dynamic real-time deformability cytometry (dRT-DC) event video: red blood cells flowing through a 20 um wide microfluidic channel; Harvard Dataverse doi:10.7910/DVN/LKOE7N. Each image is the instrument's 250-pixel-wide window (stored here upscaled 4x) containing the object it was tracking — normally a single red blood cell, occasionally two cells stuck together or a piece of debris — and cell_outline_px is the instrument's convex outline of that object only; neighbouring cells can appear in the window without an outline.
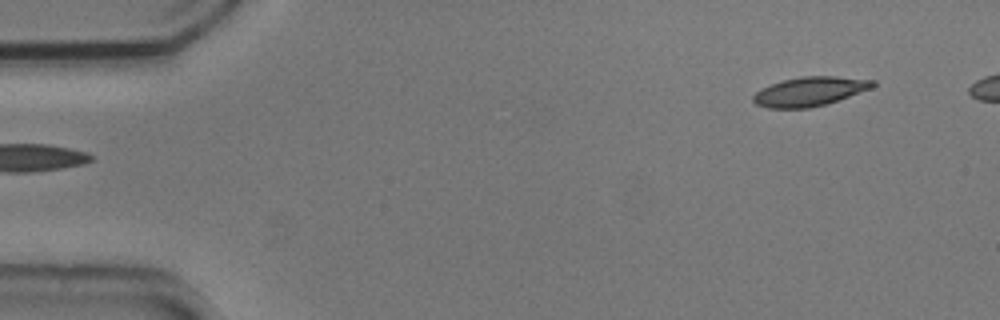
{"species": "common noctule bat (a hibernating species)", "species_latin": "Nyctalus noctula", "temperature_condition": "cold", "stored_images_in_passage": 4, "segment_of_instrument_passage": [2, 2], "camera_frame_rate_fps": 3000, "um_per_image_px": 0.085, "animal": {"sex": "male", "body_mass_g": 20.5, "forearm_length_mm": 52.5}, "frame": {"image": 1, "passage_image": 4, "time_ms": 1.0, "image_size_px": [1000, 320], "cell_outline_px": [[876, 84], [872, 88], [824, 104], [808, 108], [768, 108], [756, 104], [752, 100], [752, 96], [760, 88], [784, 80], [800, 76], [836, 76], [876, 80]], "centroid_in_image_um": [68.81, 7.76], "position_along_channel_um": 16.2, "area_um2": 20.17}}